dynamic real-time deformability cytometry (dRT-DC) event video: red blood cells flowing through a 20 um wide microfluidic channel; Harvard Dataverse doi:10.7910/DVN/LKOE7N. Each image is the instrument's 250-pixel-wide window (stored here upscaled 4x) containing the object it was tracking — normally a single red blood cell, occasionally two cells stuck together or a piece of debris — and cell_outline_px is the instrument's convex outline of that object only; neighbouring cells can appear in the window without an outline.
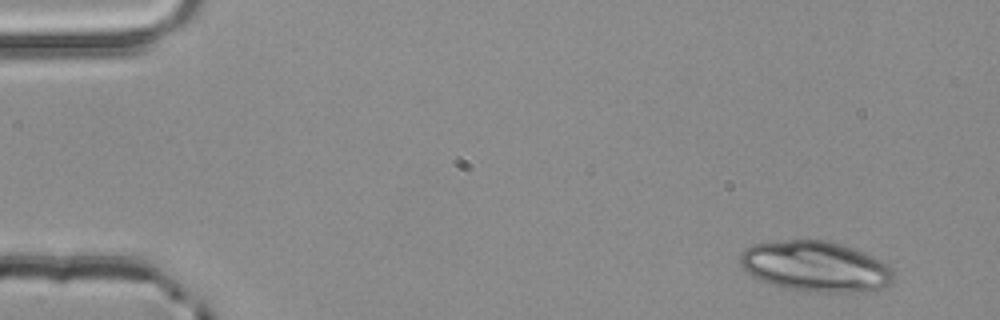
{"species": "common noctule bat (a hibernating species)", "species_latin": "Nyctalus noctula", "temperature_condition": "room temperature", "stored_images_in_passage": 3, "camera_frame_rate_fps": 3000, "um_per_image_px": 0.085, "animal": {"sex": "male", "body_mass_g": 20.4}, "frame": {"image": 1, "passage_image": 1, "time_ms": 0.0, "image_size_px": [1000, 320], "cell_outline_px": [[892, 280], [888, 284], [880, 288], [852, 292], [820, 292], [792, 288], [772, 284], [760, 280], [752, 276], [740, 264], [740, 252], [744, 248], [752, 244], [788, 240], [828, 240], [864, 252], [888, 264], [892, 268]], "centroid_in_image_um": [69.29, 22.62], "position_along_channel_um": 15.7, "area_um2": 44.62}}